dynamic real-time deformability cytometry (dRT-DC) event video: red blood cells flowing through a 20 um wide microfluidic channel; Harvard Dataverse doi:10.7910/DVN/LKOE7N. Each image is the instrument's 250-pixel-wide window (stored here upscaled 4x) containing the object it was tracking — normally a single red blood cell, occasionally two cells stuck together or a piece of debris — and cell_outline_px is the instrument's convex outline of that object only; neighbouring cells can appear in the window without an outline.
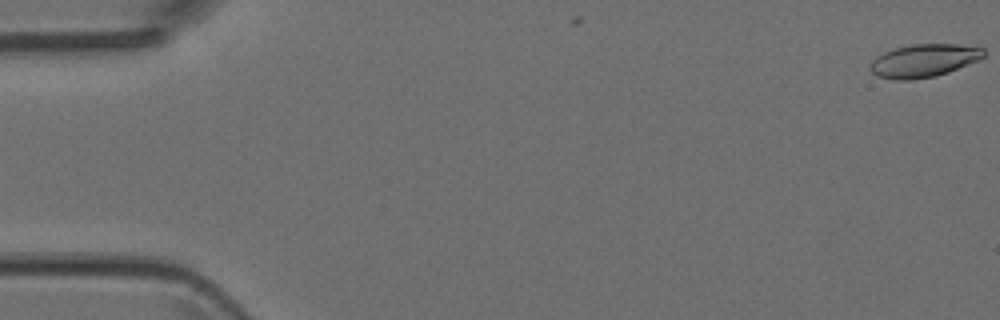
{"species": "Egyptian fruit bat (a non-hibernating species)", "species_latin": "Rousettus aegyptiacus", "temperature_condition": "room temperature", "stored_images_in_passage": 6, "camera_frame_rate_fps": 3000, "um_per_image_px": 0.085, "animal": {"sex": "female"}, "frame": {"image": 1, "passage_image": 1, "time_ms": 0.0, "image_size_px": [1000, 320], "cell_outline_px": [[984, 56], [980, 60], [948, 72], [936, 76], [912, 80], [896, 80], [876, 76], [868, 68], [868, 64], [876, 56], [884, 52], [896, 48], [912, 44], [956, 44], [984, 48]], "centroid_in_image_um": [78.5, 5.16], "position_along_channel_um": 6.5, "area_um2": 22.02}}